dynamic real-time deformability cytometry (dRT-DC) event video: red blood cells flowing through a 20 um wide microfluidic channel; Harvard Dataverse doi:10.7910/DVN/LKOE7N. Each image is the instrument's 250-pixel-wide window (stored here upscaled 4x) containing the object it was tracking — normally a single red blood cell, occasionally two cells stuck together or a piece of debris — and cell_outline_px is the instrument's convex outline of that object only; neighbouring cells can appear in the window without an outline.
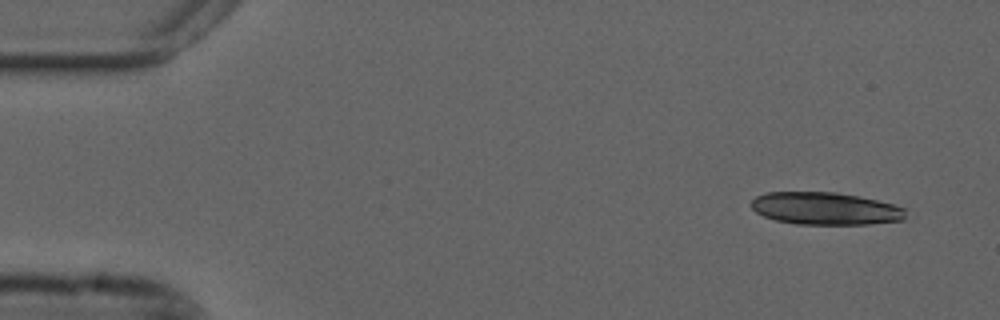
{"species": "common noctule bat (a hibernating species)", "species_latin": "Nyctalus noctula", "temperature_condition": "cold", "stored_images_in_passage": 52, "camera_frame_rate_fps": 3000, "um_per_image_px": 0.085, "animal": {"sex": "male", "forearm_length_mm": 52.5}, "frame": {"image": 1, "passage_image": 1, "time_ms": 0.0, "image_size_px": [1000, 320], "cell_outline_px": [[904, 220], [868, 224], [796, 224], [776, 220], [764, 216], [756, 212], [748, 204], [756, 196], [768, 192], [836, 192], [876, 200], [892, 204], [904, 208]], "centroid_in_image_um": [70.1, 17.72], "position_along_channel_um": 14.9, "area_um2": 29.07}}
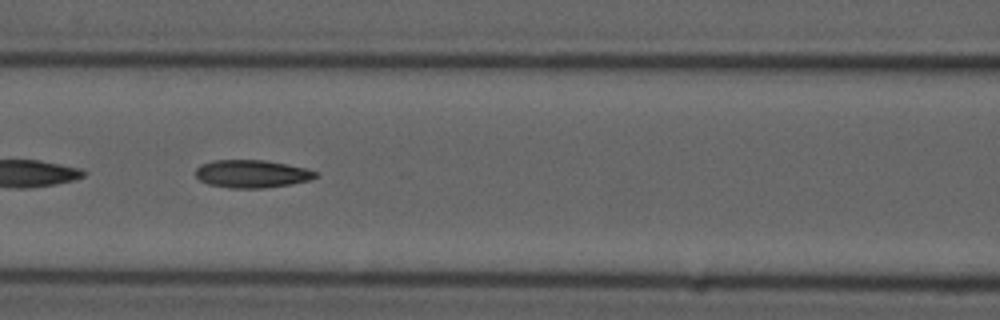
{"frame": {"image": 2, "passage_image": 21, "time_ms": 6.667, "image_size_px": [1000, 320], "cell_outline_px": [[320, 176], [308, 180], [292, 184], [264, 188], [232, 188], [208, 184], [200, 180], [196, 176], [196, 168], [200, 164], [212, 160], [264, 160], [304, 168], [316, 172]], "centroid_in_image_um": [21.38, 14.77], "position_along_channel_um": 145.2, "area_um2": 19.36}}
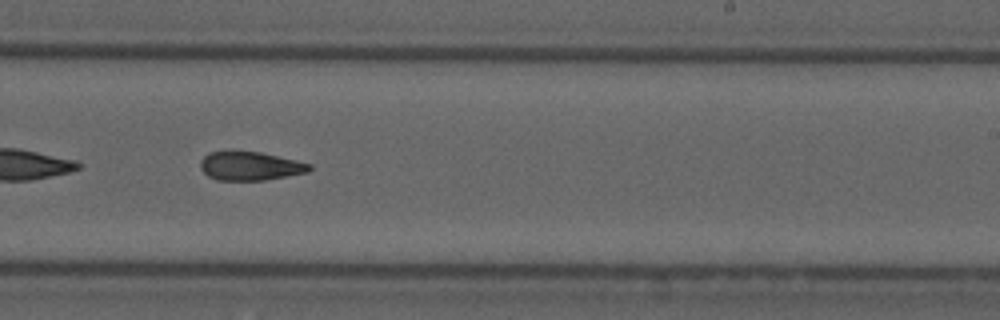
{"frame": {"image": 3, "passage_image": 31, "time_ms": 10.0, "image_size_px": [1000, 320], "cell_outline_px": [[312, 168], [308, 172], [264, 180], [216, 180], [208, 176], [200, 168], [200, 160], [208, 152], [260, 152], [312, 164]], "centroid_in_image_um": [21.25, 14.12], "position_along_channel_um": 267.8, "area_um2": 18.03}, "authors_computed_cell_mechanics": {"area_um2": 19.2474, "velocity_mm_per_s": 3.6862, "shape_relaxation_time_tau1_ms": null, "shape_relaxation_time_tau2_ms": 7.3366, "deformation_change_tau1": null, "deformation_change_tau2": 0.1626}}